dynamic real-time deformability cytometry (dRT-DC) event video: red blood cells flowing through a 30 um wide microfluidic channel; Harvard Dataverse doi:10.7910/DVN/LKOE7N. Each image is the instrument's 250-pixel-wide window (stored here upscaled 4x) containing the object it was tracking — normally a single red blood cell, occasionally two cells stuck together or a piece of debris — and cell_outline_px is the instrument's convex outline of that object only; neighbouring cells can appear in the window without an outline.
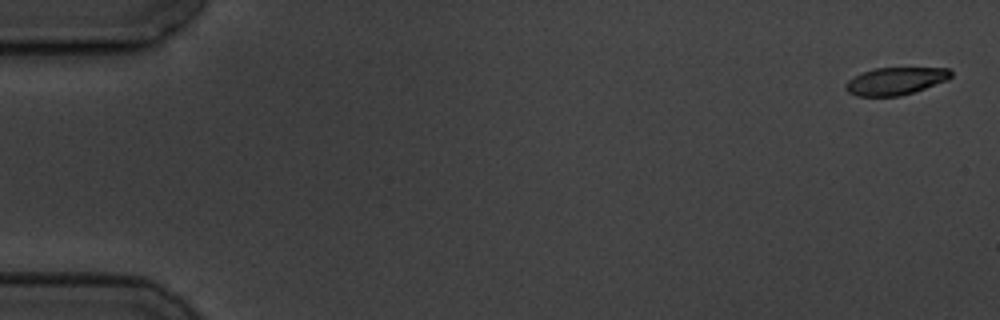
{"species": "common noctule bat (a hibernating species)", "species_latin": "Nyctalus noctula", "temperature_condition": "cold", "stored_images_in_passage": 5, "camera_frame_rate_fps": 3000, "um_per_image_px": 0.085, "animal": {"sex": "male", "body_mass_g": 19.5, "forearm_length_mm": 54.6}, "frame": {"image": 1, "passage_image": 1, "time_ms": 0.0, "image_size_px": [1000, 320], "cell_outline_px": [[952, 76], [948, 80], [900, 96], [856, 96], [848, 92], [844, 88], [844, 84], [848, 80], [864, 72], [876, 68], [948, 68], [952, 72]], "centroid_in_image_um": [76.11, 6.89], "position_along_channel_um": 8.9, "area_um2": 16.7}}
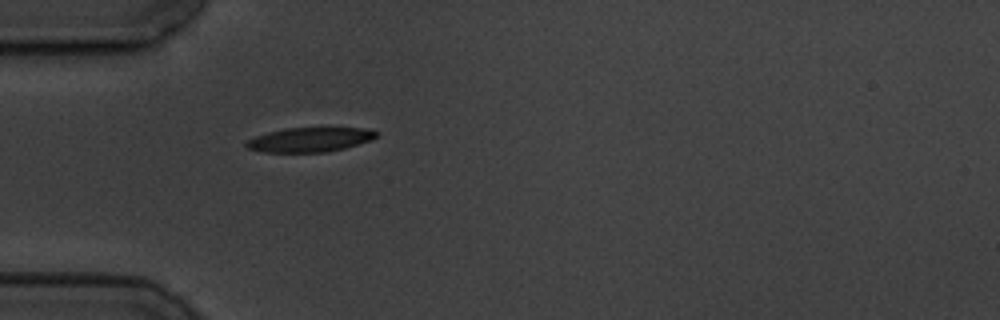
{"frame": {"image": 2, "passage_image": 5, "time_ms": 5.333, "image_size_px": [1000, 320], "cell_outline_px": [[376, 136], [372, 140], [344, 148], [324, 152], [264, 152], [248, 148], [244, 144], [248, 140], [256, 136], [268, 132], [284, 128], [364, 128], [376, 132]], "centroid_in_image_um": [26.31, 11.87], "position_along_channel_um": 58.7, "area_um2": 18.26}}